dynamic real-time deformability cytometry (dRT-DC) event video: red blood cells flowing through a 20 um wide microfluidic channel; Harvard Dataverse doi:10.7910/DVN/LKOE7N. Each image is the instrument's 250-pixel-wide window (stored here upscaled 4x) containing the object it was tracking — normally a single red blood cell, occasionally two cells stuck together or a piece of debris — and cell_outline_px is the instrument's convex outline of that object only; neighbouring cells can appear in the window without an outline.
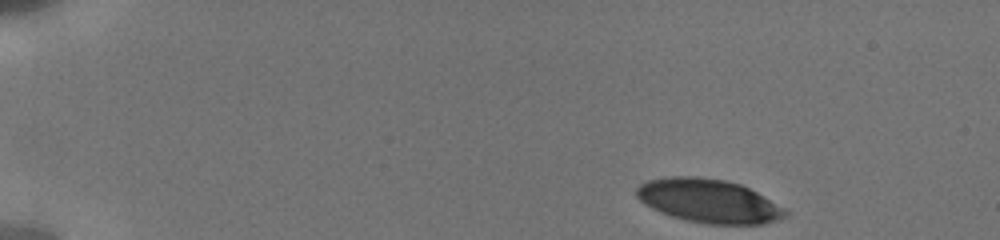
{"species": "human", "species_latin": "Homo sapiens", "temperature_condition": "cold", "stored_images_in_passage": 6, "camera_frame_rate_fps": 3000, "um_per_image_px": 0.085, "donor": {"sex": "male"}, "frame": {"image": 1, "passage_image": 1, "time_ms": 0.0, "image_size_px": [1000, 240], "cell_outline_px": [[788, 216], [764, 224], [708, 224], [684, 220], [660, 212], [644, 204], [636, 196], [636, 188], [640, 184], [648, 180], [668, 176], [696, 176], [724, 180], [740, 184], [764, 196], [784, 208], [788, 212]], "centroid_in_image_um": [60.22, 17.08], "position_along_channel_um": 24.8, "area_um2": 37.86}}
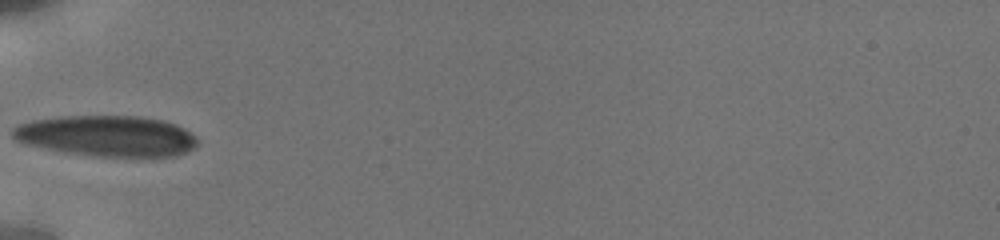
{"frame": {"image": 2, "passage_image": 4, "time_ms": 4.333, "image_size_px": [1000, 240], "cell_outline_px": [[196, 148], [176, 156], [92, 156], [44, 148], [28, 144], [16, 140], [12, 136], [12, 128], [20, 124], [32, 120], [56, 116], [140, 116], [164, 120], [176, 124], [184, 128], [196, 136]], "centroid_in_image_um": [9.1, 11.54], "position_along_channel_um": 75.9, "area_um2": 44.04}}
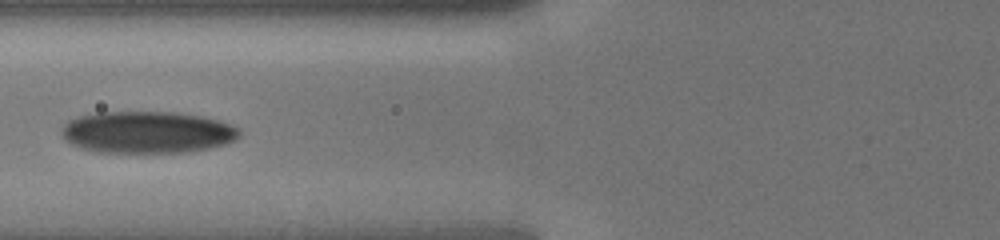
{"frame": {"image": 3, "passage_image": 5, "time_ms": 5.333, "image_size_px": [1000, 240], "cell_outline_px": [[240, 136], [236, 140], [212, 148], [184, 152], [96, 152], [80, 148], [64, 140], [60, 132], [60, 128], [68, 120], [76, 116], [96, 112], [172, 112], [200, 116], [232, 124], [240, 128]], "centroid_in_image_um": [12.48, 11.24], "position_along_channel_um": 113.3, "area_um2": 43.81}}